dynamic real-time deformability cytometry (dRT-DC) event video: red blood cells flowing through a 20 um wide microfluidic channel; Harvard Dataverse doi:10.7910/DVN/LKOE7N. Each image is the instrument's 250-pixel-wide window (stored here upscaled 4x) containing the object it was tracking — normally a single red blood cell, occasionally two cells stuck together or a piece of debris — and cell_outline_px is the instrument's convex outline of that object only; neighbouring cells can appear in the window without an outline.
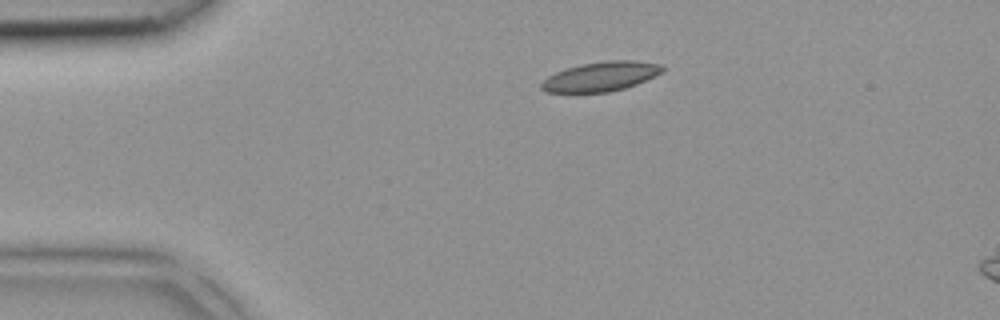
{"species": "common noctule bat (a hibernating species)", "species_latin": "Nyctalus noctula", "temperature_condition": "room temperature", "stored_images_in_passage": 2, "camera_frame_rate_fps": 3000, "um_per_image_px": 0.085, "animal": {"sex": "female", "body_mass_g": 18.4}, "frame": {"image": 1, "passage_image": 1, "time_ms": 0.0, "image_size_px": [1000, 320], "cell_outline_px": [[668, 68], [664, 72], [636, 84], [624, 88], [608, 92], [544, 92], [540, 88], [540, 84], [548, 76], [556, 72], [580, 64], [604, 60], [632, 60], [660, 64]], "centroid_in_image_um": [51.1, 6.49], "position_along_channel_um": 33.9, "area_um2": 20.87}}